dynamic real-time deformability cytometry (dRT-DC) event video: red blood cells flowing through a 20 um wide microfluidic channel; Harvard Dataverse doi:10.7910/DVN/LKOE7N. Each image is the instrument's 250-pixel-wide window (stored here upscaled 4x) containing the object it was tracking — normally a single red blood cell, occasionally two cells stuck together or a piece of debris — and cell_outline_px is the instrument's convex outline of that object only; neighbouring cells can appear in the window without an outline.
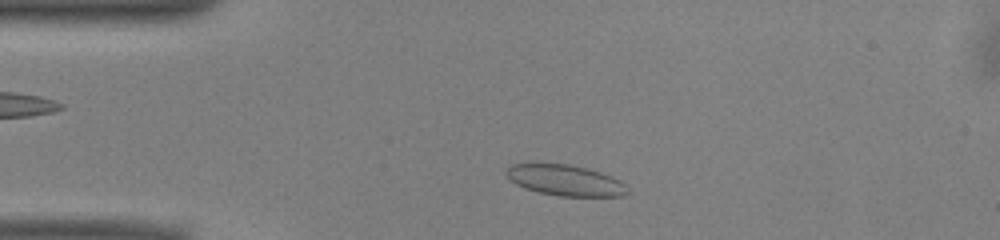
{"species": "common noctule bat (a hibernating species)", "species_latin": "Nyctalus noctula", "temperature_condition": "warm", "stored_images_in_passage": 45, "camera_frame_rate_fps": 3000, "um_per_image_px": 0.085, "animal": {"sex": "male", "body_mass_g": 13.0, "forearm_length_mm": 53.1}, "frame": {"image": 1, "passage_image": 5, "time_ms": 1.333, "image_size_px": [1000, 240], "cell_outline_px": [[628, 192], [624, 196], [556, 196], [524, 188], [516, 184], [504, 172], [512, 164], [528, 160], [536, 160], [568, 164], [588, 168], [612, 176], [620, 180], [624, 184]], "centroid_in_image_um": [47.97, 15.27], "position_along_channel_um": 37.0, "area_um2": 22.54}}
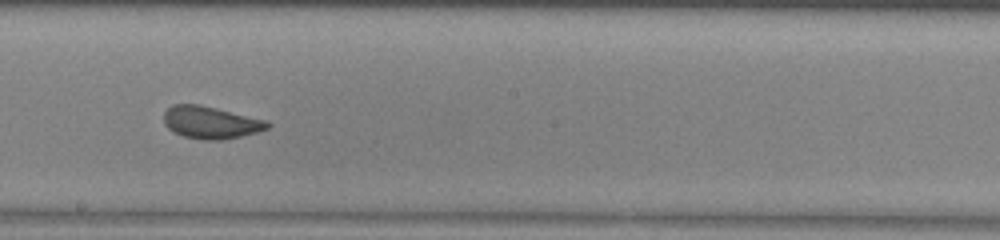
{"frame": {"image": 2, "passage_image": 22, "time_ms": 7.0, "image_size_px": [1000, 240], "cell_outline_px": [[272, 124], [268, 128], [256, 132], [240, 136], [220, 140], [204, 140], [184, 136], [168, 128], [164, 124], [164, 112], [172, 104], [200, 104], [268, 120]], "centroid_in_image_um": [17.93, 10.39], "position_along_channel_um": 230.3, "area_um2": 19.54}}
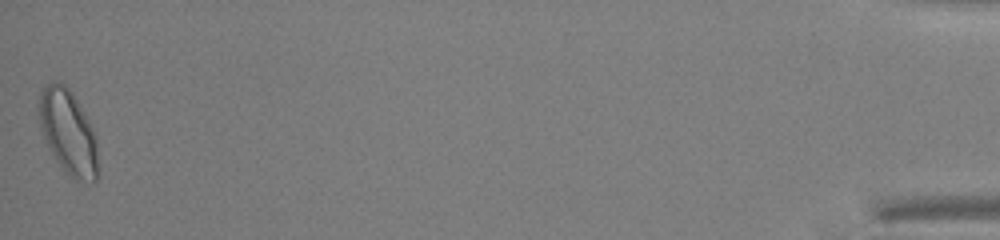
{"frame": {"image": 3, "passage_image": 45, "time_ms": 14.667, "image_size_px": [1000, 240], "cell_outline_px": [[100, 168], [96, 180], [76, 180], [68, 176], [56, 160], [48, 148], [36, 116], [40, 92], [52, 80], [56, 80], [64, 84], [72, 92], [96, 132]], "centroid_in_image_um": [5.8, 11.23], "position_along_channel_um": 429.4, "area_um2": 29.88}, "authors_computed_cell_mechanics": {"area_um2": 20.3456, "velocity_mm_per_s": 3.9417, "shape_relaxation_time_tau1_ms": 4.6863, "shape_relaxation_time_tau2_ms": 0.7995, "deformation_change_tau1": 0.1085, "deformation_change_tau2": 0.0738}}